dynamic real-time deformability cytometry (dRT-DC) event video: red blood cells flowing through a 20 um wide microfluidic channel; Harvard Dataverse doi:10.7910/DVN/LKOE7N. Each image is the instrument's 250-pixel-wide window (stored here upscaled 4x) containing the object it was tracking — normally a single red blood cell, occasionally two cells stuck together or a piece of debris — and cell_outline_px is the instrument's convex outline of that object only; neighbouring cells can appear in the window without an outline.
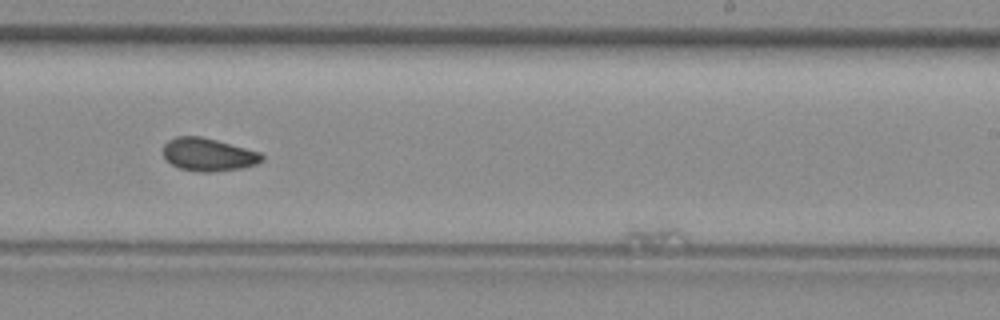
{"species": "common noctule bat (a hibernating species)", "species_latin": "Nyctalus noctula", "temperature_condition": "room temperature", "stored_images_in_passage": 31, "segment_of_instrument_passage": [2, 2], "camera_frame_rate_fps": 3000, "um_per_image_px": 0.085, "animal": {"sex": "female", "body_mass_g": 29.2, "forearm_length_mm": 56.3}, "frame": {"image": 1, "passage_image": 14, "time_ms": 4.333, "image_size_px": [1000, 320], "cell_outline_px": [[688, 240], [656, 252], [624, 252], [620, 240], [624, 232], [632, 228], [668, 224], [680, 228], [684, 232]], "centroid_in_image_um": [55.42, 20.27], "position_along_channel_um": 233.6, "area_um2": 10.29}}